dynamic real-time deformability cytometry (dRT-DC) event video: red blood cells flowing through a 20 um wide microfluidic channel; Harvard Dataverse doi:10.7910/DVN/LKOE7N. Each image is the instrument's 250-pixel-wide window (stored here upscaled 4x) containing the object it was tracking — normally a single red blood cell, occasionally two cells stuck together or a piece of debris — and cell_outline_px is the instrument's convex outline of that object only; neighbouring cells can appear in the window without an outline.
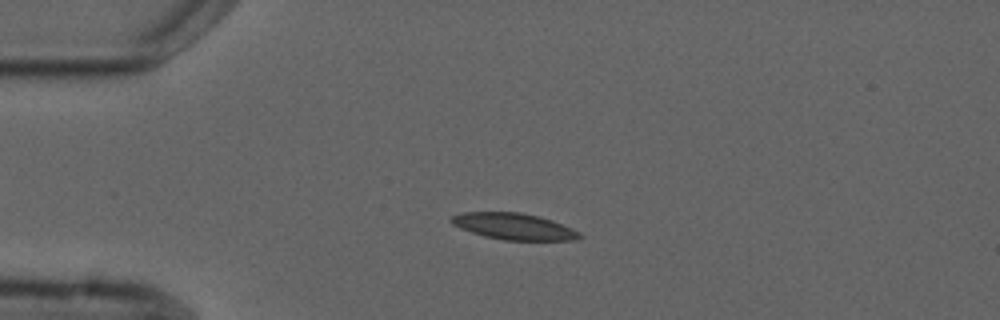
{"species": "common noctule bat (a hibernating species)", "species_latin": "Nyctalus noctula", "temperature_condition": "cold", "stored_images_in_passage": 2, "camera_frame_rate_fps": 3000, "um_per_image_px": 0.085, "animal": {"sex": "male", "forearm_length_mm": 52.5}, "frame": {"image": 1, "passage_image": 2, "time_ms": 1.333, "image_size_px": [1000, 320], "cell_outline_px": [[584, 236], [576, 240], [504, 240], [484, 236], [460, 228], [452, 224], [448, 220], [452, 216], [464, 212], [520, 212], [540, 216], [552, 220], [572, 228], [580, 232]], "centroid_in_image_um": [43.69, 19.24], "position_along_channel_um": 41.3, "area_um2": 19.83}}